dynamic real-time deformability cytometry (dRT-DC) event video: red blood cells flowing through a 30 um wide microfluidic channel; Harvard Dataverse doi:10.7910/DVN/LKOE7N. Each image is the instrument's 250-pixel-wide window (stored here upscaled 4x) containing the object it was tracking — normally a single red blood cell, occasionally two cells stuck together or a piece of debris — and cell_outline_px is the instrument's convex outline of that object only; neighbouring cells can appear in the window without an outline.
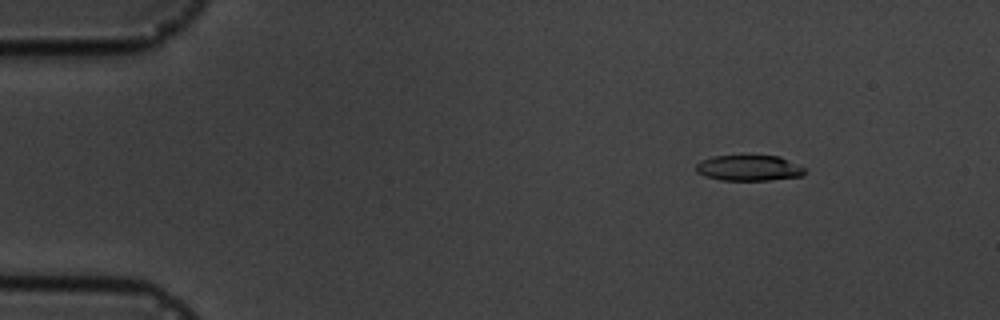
{"species": "common noctule bat (a hibernating species)", "species_latin": "Nyctalus noctula", "temperature_condition": "cold", "stored_images_in_passage": 15, "camera_frame_rate_fps": 3000, "um_per_image_px": 0.085, "animal": {"sex": "male", "body_mass_g": 19.5, "forearm_length_mm": 54.6}, "frame": {"image": 1, "passage_image": 2, "time_ms": 1.0, "image_size_px": [1000, 320], "cell_outline_px": [[804, 176], [768, 180], [720, 180], [704, 176], [696, 172], [696, 164], [700, 160], [712, 156], [780, 156], [804, 168]], "centroid_in_image_um": [63.62, 14.28], "position_along_channel_um": 21.4, "area_um2": 16.24}}
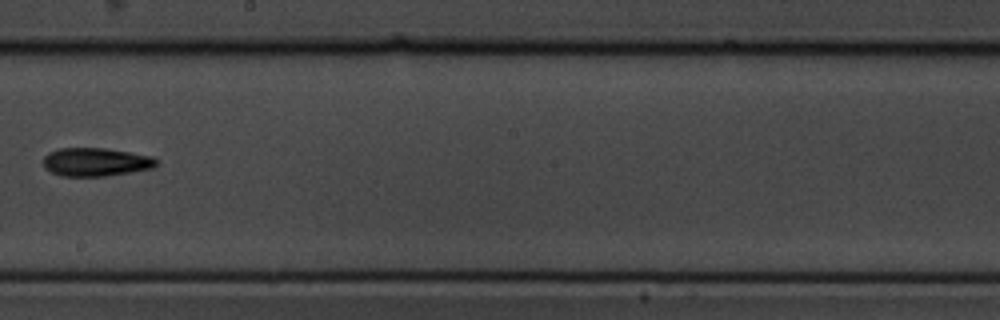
{"frame": {"image": 2, "passage_image": 9, "time_ms": 9.333, "image_size_px": [1000, 320], "cell_outline_px": [[160, 160], [152, 168], [132, 172], [108, 176], [60, 176], [44, 168], [44, 156], [48, 152], [60, 148], [104, 148], [152, 156]], "centroid_in_image_um": [8.14, 13.77], "position_along_channel_um": 240.1, "area_um2": 18.79}}
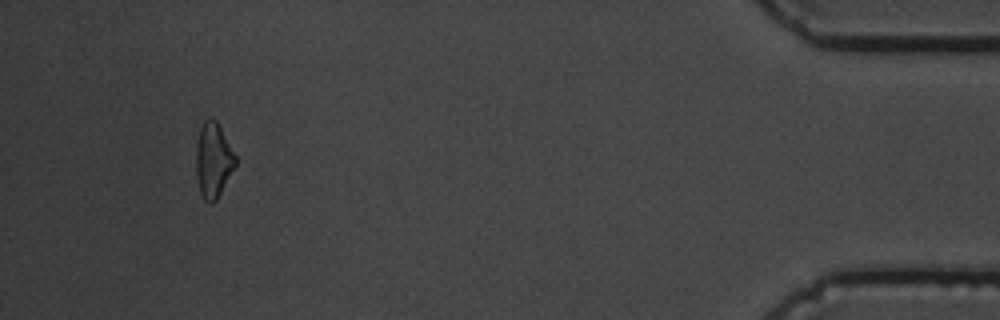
{"frame": {"image": 3, "passage_image": 15, "time_ms": 16.0, "image_size_px": [1000, 320], "cell_outline_px": [[236, 164], [216, 200], [212, 204], [204, 200], [200, 192], [196, 176], [196, 144], [200, 128], [204, 120], [216, 120], [236, 156]], "centroid_in_image_um": [18.11, 13.64], "position_along_channel_um": 417.1, "area_um2": 16.94}, "authors_computed_cell_mechanics": {"area_um2": 17.8024, "velocity_mm_per_s": 3.6529, "shape_relaxation_time_tau1_ms": 4.2605, "shape_relaxation_time_tau2_ms": null, "deformation_change_tau1": 0.1098, "deformation_change_tau2": null}}